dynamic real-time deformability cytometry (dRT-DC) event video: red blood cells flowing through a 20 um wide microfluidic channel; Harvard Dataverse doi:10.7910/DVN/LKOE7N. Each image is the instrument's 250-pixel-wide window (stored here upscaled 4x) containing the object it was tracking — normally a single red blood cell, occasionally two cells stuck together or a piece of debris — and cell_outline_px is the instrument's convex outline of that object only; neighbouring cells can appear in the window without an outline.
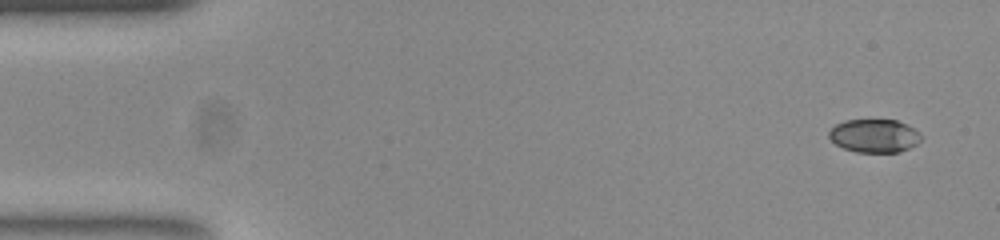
{"species": "common noctule bat (a hibernating species)", "species_latin": "Nyctalus noctula", "temperature_condition": "room temperature", "stored_images_in_passage": 52, "camera_frame_rate_fps": 3000, "um_per_image_px": 0.085, "animal": {"sex": "female", "body_mass_g": 23.0, "forearm_length_mm": 53.4}, "frame": {"image": 1, "passage_image": 1, "time_ms": 0.0, "image_size_px": [1000, 240], "cell_outline_px": [[924, 136], [916, 144], [900, 152], [856, 152], [844, 148], [836, 144], [828, 136], [828, 132], [836, 124], [844, 120], [896, 120], [908, 124], [920, 132]], "centroid_in_image_um": [74.35, 11.53], "position_along_channel_um": 10.7, "area_um2": 17.98}}
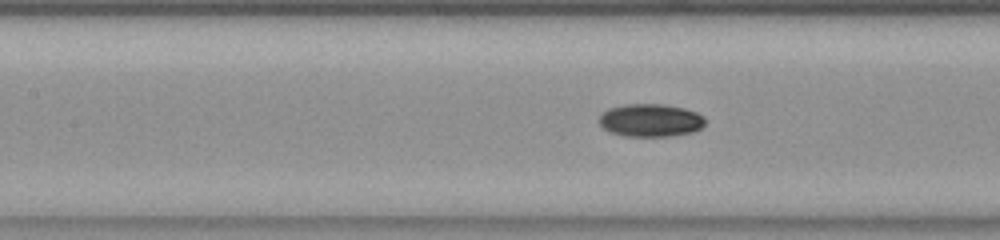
{"frame": {"image": 2, "passage_image": 22, "time_ms": 7.0, "image_size_px": [1000, 240], "cell_outline_px": [[704, 124], [700, 128], [692, 132], [668, 136], [624, 136], [612, 132], [604, 128], [600, 124], [600, 116], [608, 108], [624, 104], [668, 104], [684, 108], [696, 112], [704, 116]], "centroid_in_image_um": [55.3, 10.21], "position_along_channel_um": 152.1, "area_um2": 20.23}}
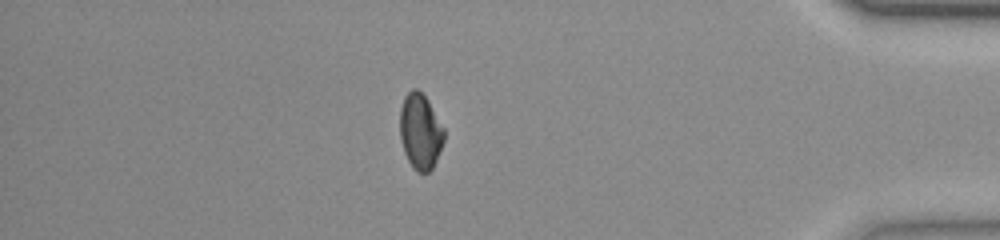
{"frame": {"image": 3, "passage_image": 45, "time_ms": 14.667, "image_size_px": [1000, 240], "cell_outline_px": [[444, 140], [436, 160], [432, 168], [428, 172], [416, 172], [412, 168], [404, 152], [400, 140], [400, 108], [404, 96], [412, 88], [416, 88], [428, 100], [444, 128]], "centroid_in_image_um": [35.71, 11.17], "position_along_channel_um": 399.5, "area_um2": 19.48}, "authors_computed_cell_mechanics": {"area_um2": 19.3052, "velocity_mm_per_s": 3.7715, "shape_relaxation_time_tau1_ms": 8.0559, "shape_relaxation_time_tau2_ms": 10.4878, "deformation_change_tau1": 0.1582, "deformation_change_tau2": 0.0915}}